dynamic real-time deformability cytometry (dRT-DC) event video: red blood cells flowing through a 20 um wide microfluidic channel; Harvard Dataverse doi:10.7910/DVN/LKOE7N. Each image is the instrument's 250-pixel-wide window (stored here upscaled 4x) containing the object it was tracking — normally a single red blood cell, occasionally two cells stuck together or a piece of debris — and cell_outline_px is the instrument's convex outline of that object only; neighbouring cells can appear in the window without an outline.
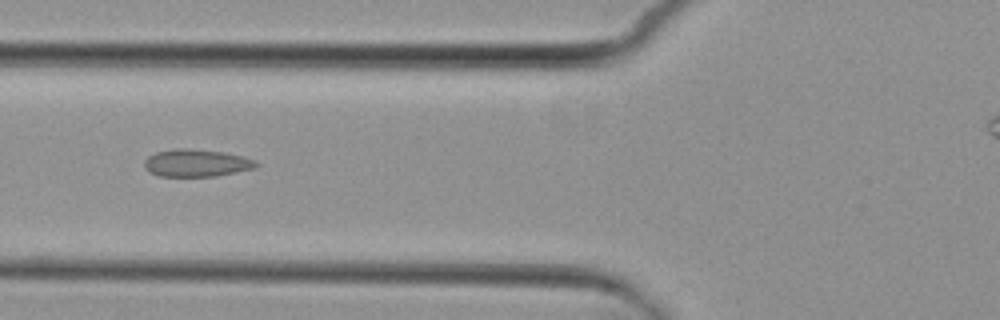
{"species": "common noctule bat (a hibernating species)", "species_latin": "Nyctalus noctula", "temperature_condition": "cold", "stored_images_in_passage": 8, "camera_frame_rate_fps": 3000, "um_per_image_px": 0.085, "animal": {"sex": "female", "body_mass_g": 29.2, "forearm_length_mm": 56.3}, "frame": {"image": 1, "passage_image": 6, "time_ms": 5.667, "image_size_px": [1000, 320], "cell_outline_px": [[260, 164], [252, 168], [236, 172], [216, 176], [160, 176], [144, 168], [144, 160], [148, 156], [156, 152], [176, 148], [188, 148], [224, 152], [244, 156], [256, 160]], "centroid_in_image_um": [16.7, 13.84], "position_along_channel_um": 109.1, "area_um2": 17.86}}
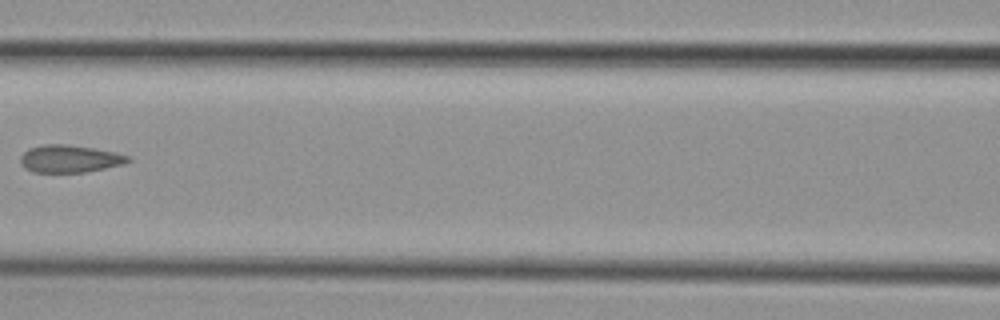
{"frame": {"image": 2, "passage_image": 7, "time_ms": 7.0, "image_size_px": [1000, 320], "cell_outline_px": [[132, 160], [124, 164], [88, 172], [32, 172], [24, 168], [20, 164], [20, 156], [28, 148], [44, 144], [68, 144], [96, 148], [116, 152], [128, 156]], "centroid_in_image_um": [5.92, 13.49], "position_along_channel_um": 160.7, "area_um2": 17.51}}
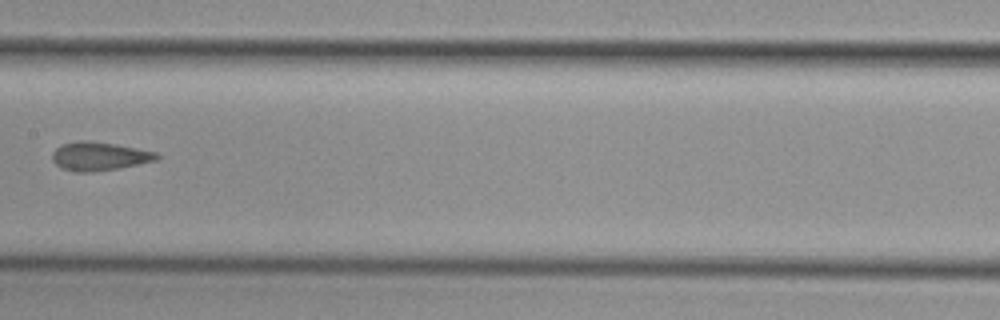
{"frame": {"image": 3, "passage_image": 8, "time_ms": 8.0, "image_size_px": [1000, 320], "cell_outline_px": [[160, 156], [156, 160], [120, 168], [92, 172], [76, 172], [64, 168], [56, 164], [52, 160], [52, 152], [56, 148], [64, 144], [80, 140], [88, 140], [116, 144], [156, 152]], "centroid_in_image_um": [8.44, 13.28], "position_along_channel_um": 199.0, "area_um2": 17.28}}